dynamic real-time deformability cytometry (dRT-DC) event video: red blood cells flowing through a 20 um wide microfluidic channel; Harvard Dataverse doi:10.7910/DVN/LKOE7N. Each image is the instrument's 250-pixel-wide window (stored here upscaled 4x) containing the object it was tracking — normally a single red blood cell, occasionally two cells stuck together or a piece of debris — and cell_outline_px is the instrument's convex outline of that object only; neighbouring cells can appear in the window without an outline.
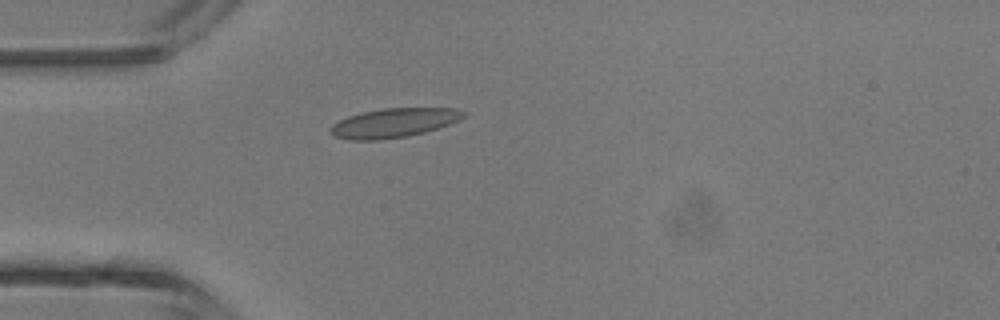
{"species": "common noctule bat (a hibernating species)", "species_latin": "Nyctalus noctula", "temperature_condition": "room temperature", "stored_images_in_passage": 1, "camera_frame_rate_fps": 3000, "um_per_image_px": 0.085, "animal": {"sex": "male", "body_mass_g": 13.3}, "frame": {"image": 1, "passage_image": 1, "time_ms": 0.0, "image_size_px": [1000, 320], "cell_outline_px": [[468, 112], [460, 120], [424, 132], [408, 136], [380, 140], [348, 140], [332, 136], [328, 132], [328, 128], [332, 124], [348, 116], [364, 112], [384, 108], [456, 108]], "centroid_in_image_um": [33.44, 10.45], "position_along_channel_um": 51.6, "area_um2": 22.77}}